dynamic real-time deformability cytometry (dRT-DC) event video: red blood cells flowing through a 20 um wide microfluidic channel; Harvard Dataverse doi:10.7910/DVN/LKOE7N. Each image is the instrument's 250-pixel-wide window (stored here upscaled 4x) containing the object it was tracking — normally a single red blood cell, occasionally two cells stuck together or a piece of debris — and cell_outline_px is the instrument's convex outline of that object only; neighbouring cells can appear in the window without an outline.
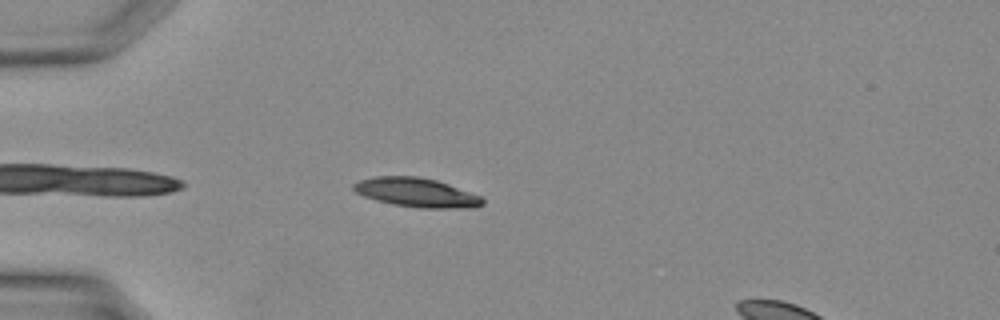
{"species": "Egyptian fruit bat (a non-hibernating species)", "species_latin": "Rousettus aegyptiacus", "temperature_condition": "warm", "stored_images_in_passage": 27, "camera_frame_rate_fps": 3000, "um_per_image_px": 0.085, "animal": {"sex": "female"}, "frame": {"image": 1, "passage_image": 3, "time_ms": 0.667, "image_size_px": [1000, 320], "cell_outline_px": [[484, 204], [472, 208], [420, 208], [392, 204], [376, 200], [364, 196], [356, 192], [352, 188], [352, 184], [360, 180], [376, 176], [416, 176], [436, 180], [448, 184], [480, 196], [484, 200]], "centroid_in_image_um": [35.39, 16.37], "position_along_channel_um": 49.6, "area_um2": 21.79}}
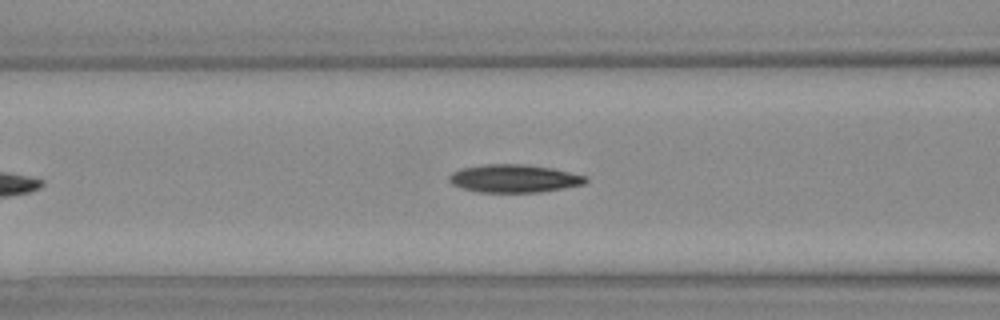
{"frame": {"image": 2, "passage_image": 8, "time_ms": 2.333, "image_size_px": [1000, 320], "cell_outline_px": [[588, 180], [584, 184], [564, 188], [540, 192], [480, 192], [464, 188], [452, 184], [448, 180], [448, 176], [452, 172], [460, 168], [484, 164], [520, 164], [552, 168], [584, 176]], "centroid_in_image_um": [43.66, 15.17], "position_along_channel_um": 122.9, "area_um2": 22.08}}
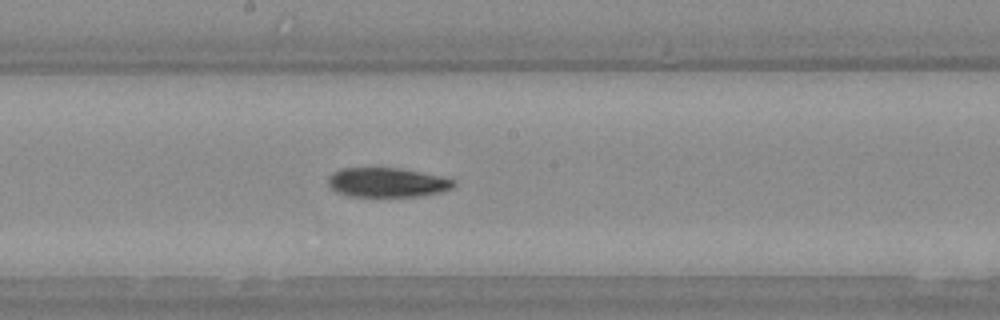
{"frame": {"image": 3, "passage_image": 13, "time_ms": 4.0, "image_size_px": [1000, 320], "cell_outline_px": [[456, 184], [452, 188], [444, 192], [420, 196], [348, 196], [332, 188], [328, 184], [328, 176], [332, 172], [340, 168], [396, 168], [440, 176], [456, 180]], "centroid_in_image_um": [32.92, 15.51], "position_along_channel_um": 215.3, "area_um2": 21.44}}